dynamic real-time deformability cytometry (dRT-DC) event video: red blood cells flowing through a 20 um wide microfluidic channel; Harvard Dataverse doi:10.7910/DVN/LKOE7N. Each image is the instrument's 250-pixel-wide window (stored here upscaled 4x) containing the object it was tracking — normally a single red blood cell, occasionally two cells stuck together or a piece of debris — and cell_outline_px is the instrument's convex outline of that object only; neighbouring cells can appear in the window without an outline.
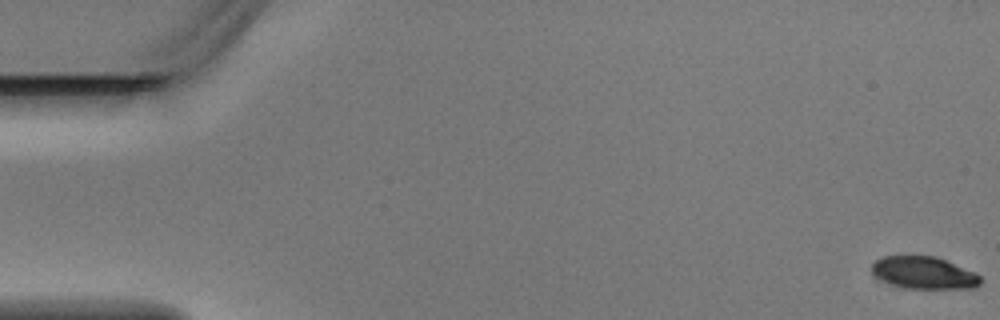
{"species": "Egyptian fruit bat (a non-hibernating species)", "species_latin": "Rousettus aegyptiacus", "temperature_condition": "warm", "stored_images_in_passage": 6, "camera_frame_rate_fps": 3000, "um_per_image_px": 0.085, "animal": {"sex": "male"}, "frame": {"image": 1, "passage_image": 1, "time_ms": 0.0, "image_size_px": [1000, 320], "cell_outline_px": [[980, 284], [976, 288], [904, 288], [892, 284], [876, 276], [872, 272], [872, 264], [880, 256], [936, 256], [976, 272], [980, 276]], "centroid_in_image_um": [78.56, 23.18], "position_along_channel_um": 6.4, "area_um2": 20.35}}
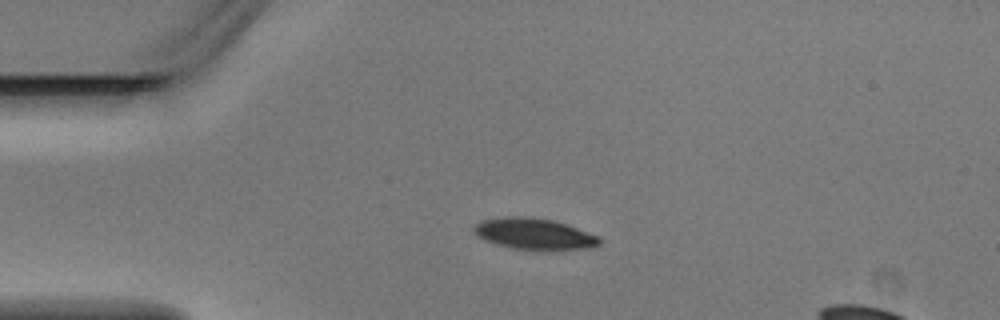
{"frame": {"image": 2, "passage_image": 4, "time_ms": 1.0, "image_size_px": [1000, 320], "cell_outline_px": [[600, 244], [592, 248], [548, 252], [512, 248], [496, 244], [484, 240], [472, 228], [476, 224], [484, 220], [508, 216], [524, 216], [552, 220], [600, 236]], "centroid_in_image_um": [45.47, 19.92], "position_along_channel_um": 39.5, "area_um2": 23.12}}
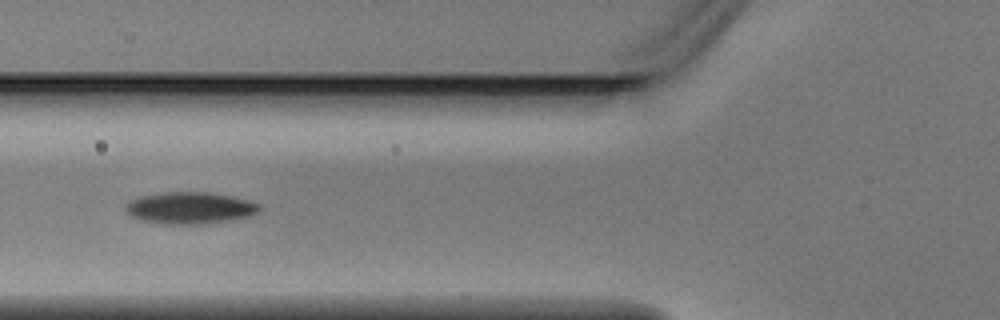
{"frame": {"image": 3, "passage_image": 6, "time_ms": 1.667, "image_size_px": [1000, 320], "cell_outline_px": [[260, 208], [256, 212], [248, 216], [232, 220], [200, 224], [164, 224], [140, 220], [128, 216], [124, 212], [124, 204], [128, 200], [140, 196], [164, 192], [208, 192], [232, 196], [248, 200], [260, 204]], "centroid_in_image_um": [16.05, 17.67], "position_along_channel_um": 109.7, "area_um2": 25.09}}